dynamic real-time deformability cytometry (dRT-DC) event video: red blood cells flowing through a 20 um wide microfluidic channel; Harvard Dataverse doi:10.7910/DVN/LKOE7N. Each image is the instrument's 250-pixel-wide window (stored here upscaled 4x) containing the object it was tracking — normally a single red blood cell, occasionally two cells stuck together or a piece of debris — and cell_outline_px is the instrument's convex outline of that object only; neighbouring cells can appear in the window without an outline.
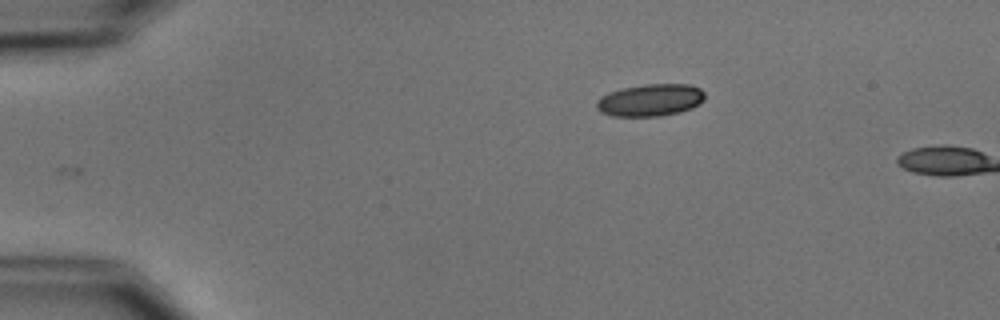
{"species": "common noctule bat (a hibernating species)", "species_latin": "Nyctalus noctula", "temperature_condition": "cold", "stored_images_in_passage": 5, "camera_frame_rate_fps": 3000, "um_per_image_px": 0.085, "animal": {"sex": "male", "body_mass_g": 15.6}, "frame": {"image": 1, "passage_image": 5, "time_ms": 5.333, "image_size_px": [1000, 320], "cell_outline_px": [[704, 100], [700, 104], [692, 108], [680, 112], [660, 116], [612, 116], [600, 112], [596, 108], [596, 100], [600, 96], [608, 92], [620, 88], [644, 84], [688, 84], [700, 88], [704, 92]], "centroid_in_image_um": [55.25, 8.5], "position_along_channel_um": 29.7, "area_um2": 20.63}}